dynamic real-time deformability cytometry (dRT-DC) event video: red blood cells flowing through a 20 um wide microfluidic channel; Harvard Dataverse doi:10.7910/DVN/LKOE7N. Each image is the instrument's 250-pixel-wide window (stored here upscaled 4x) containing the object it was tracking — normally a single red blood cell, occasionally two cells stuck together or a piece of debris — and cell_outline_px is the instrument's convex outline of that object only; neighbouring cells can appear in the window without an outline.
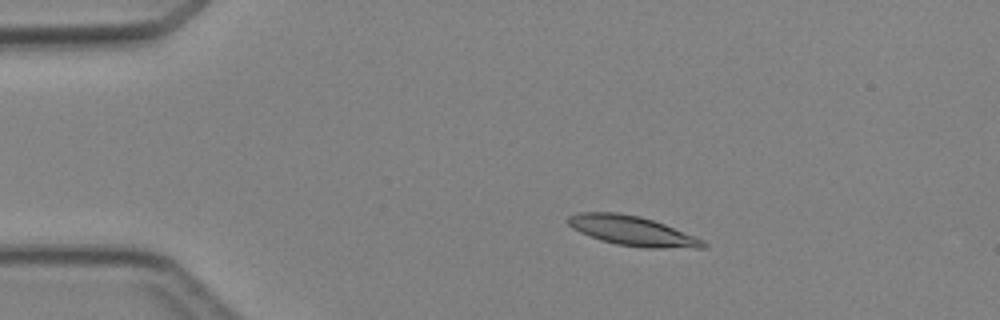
{"species": "Egyptian fruit bat (a non-hibernating species)", "species_latin": "Rousettus aegyptiacus", "temperature_condition": "cold", "stored_images_in_passage": 3, "camera_frame_rate_fps": 3000, "um_per_image_px": 0.085, "animal": {"sex": "female"}, "frame": {"image": 1, "passage_image": 1, "time_ms": 0.0, "image_size_px": [1000, 320], "cell_outline_px": [[708, 244], [704, 248], [644, 248], [616, 244], [600, 240], [588, 236], [572, 228], [568, 224], [568, 216], [580, 212], [616, 212], [640, 216], [664, 224], [704, 240]], "centroid_in_image_um": [53.73, 19.63], "position_along_channel_um": 31.3, "area_um2": 23.35}}
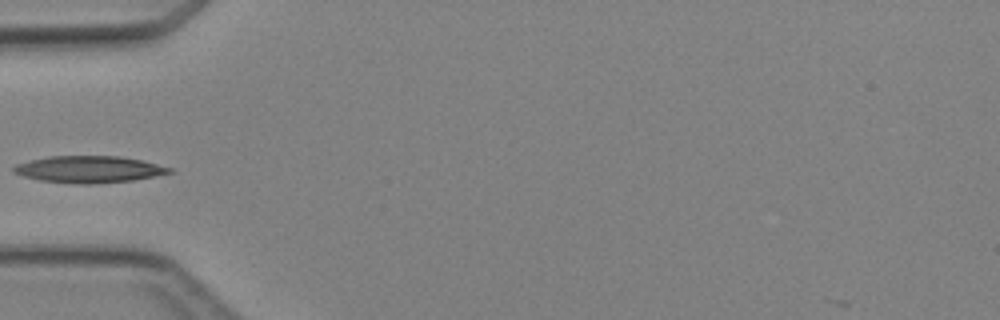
{"frame": {"image": 2, "passage_image": 3, "time_ms": 2.333, "image_size_px": [1000, 320], "cell_outline_px": [[176, 172], [132, 180], [92, 184], [76, 184], [40, 180], [24, 176], [12, 172], [12, 168], [16, 164], [28, 160], [48, 156], [120, 156], [140, 160], [172, 168]], "centroid_in_image_um": [7.54, 14.39], "position_along_channel_um": 77.5, "area_um2": 24.33}}